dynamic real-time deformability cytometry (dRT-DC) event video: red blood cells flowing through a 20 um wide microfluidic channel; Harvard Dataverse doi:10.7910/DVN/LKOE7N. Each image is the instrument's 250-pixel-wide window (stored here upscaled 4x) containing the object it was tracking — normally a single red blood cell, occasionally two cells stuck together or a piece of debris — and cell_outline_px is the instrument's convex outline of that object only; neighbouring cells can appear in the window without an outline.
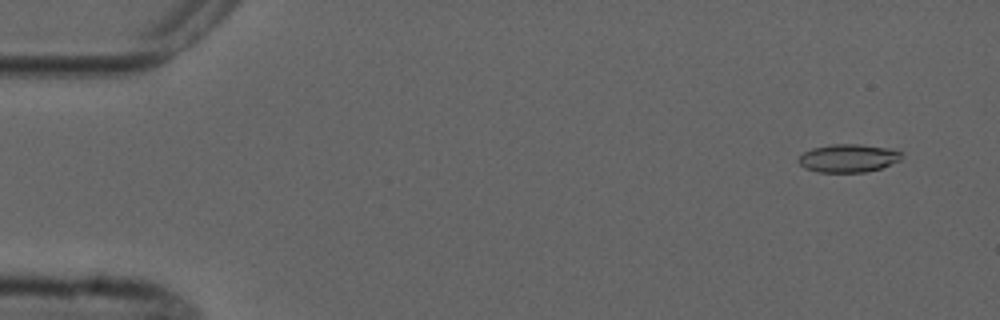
{"species": "common noctule bat (a hibernating species)", "species_latin": "Nyctalus noctula", "temperature_condition": "cold", "stored_images_in_passage": 8, "camera_frame_rate_fps": 3000, "um_per_image_px": 0.085, "animal": {"sex": "male", "forearm_length_mm": 52.5}, "frame": {"image": 1, "passage_image": 2, "time_ms": 1.0, "image_size_px": [1000, 320], "cell_outline_px": [[900, 160], [880, 168], [864, 172], [816, 172], [804, 168], [796, 160], [804, 152], [812, 148], [832, 144], [860, 144], [888, 148], [900, 152]], "centroid_in_image_um": [72.04, 13.44], "position_along_channel_um": 13.0, "area_um2": 16.76}}
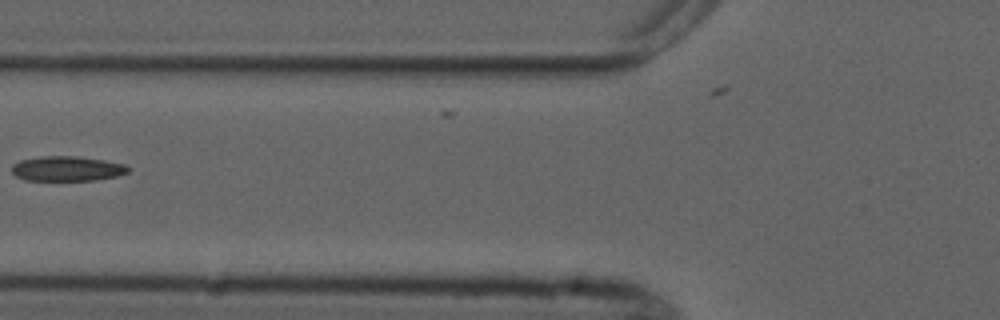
{"frame": {"image": 2, "passage_image": 7, "time_ms": 7.0, "image_size_px": [1000, 320], "cell_outline_px": [[132, 168], [128, 172], [120, 176], [96, 180], [24, 180], [16, 176], [12, 172], [12, 164], [20, 160], [40, 156], [76, 156], [104, 160], [124, 164]], "centroid_in_image_um": [5.73, 14.33], "position_along_channel_um": 120.1, "area_um2": 17.05}}
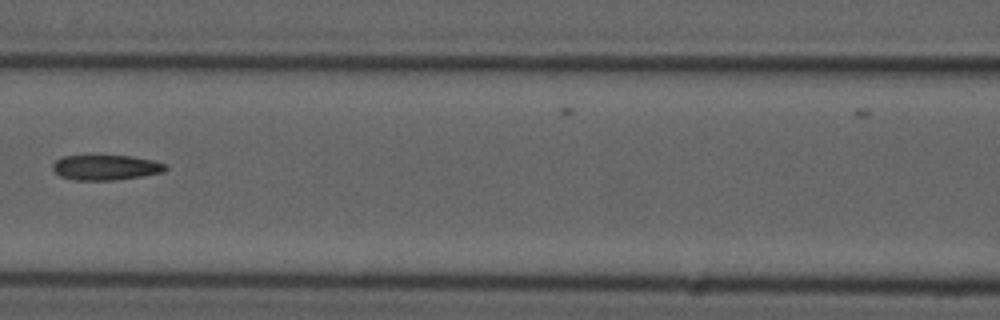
{"frame": {"image": 3, "passage_image": 8, "time_ms": 8.0, "image_size_px": [1000, 320], "cell_outline_px": [[168, 168], [164, 172], [116, 180], [72, 180], [60, 176], [52, 168], [52, 164], [56, 160], [64, 156], [132, 156], [152, 160], [164, 164]], "centroid_in_image_um": [8.98, 14.24], "position_along_channel_um": 157.6, "area_um2": 16.42}}